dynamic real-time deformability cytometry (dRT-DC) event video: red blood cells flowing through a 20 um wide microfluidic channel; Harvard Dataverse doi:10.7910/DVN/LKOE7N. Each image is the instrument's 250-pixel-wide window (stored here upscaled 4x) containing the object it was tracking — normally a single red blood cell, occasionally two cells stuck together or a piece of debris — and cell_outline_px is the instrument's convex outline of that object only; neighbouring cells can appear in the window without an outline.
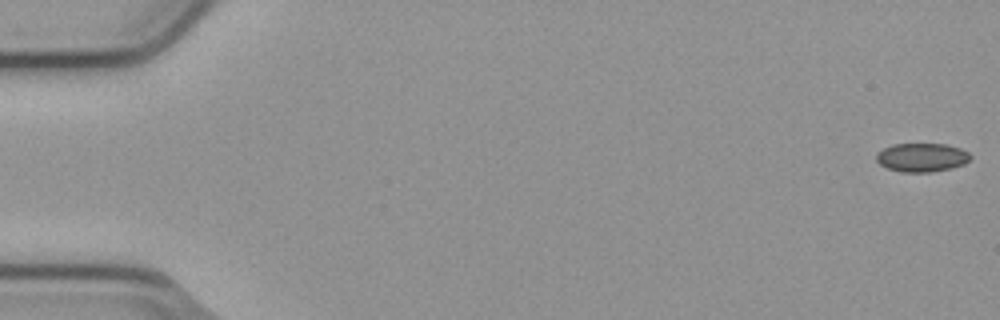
{"species": "common noctule bat (a hibernating species)", "species_latin": "Nyctalus noctula", "temperature_condition": "cold", "stored_images_in_passage": 10, "camera_frame_rate_fps": 3000, "um_per_image_px": 0.085, "animal": {"sex": "male", "body_mass_g": 23.1, "forearm_length_mm": 52.7}, "frame": {"image": 1, "passage_image": 1, "time_ms": 0.0, "image_size_px": [1000, 320], "cell_outline_px": [[972, 156], [964, 164], [952, 168], [932, 172], [900, 172], [888, 168], [880, 164], [876, 160], [876, 152], [892, 144], [944, 144], [960, 148], [968, 152]], "centroid_in_image_um": [78.34, 13.38], "position_along_channel_um": 6.7, "area_um2": 15.78}}
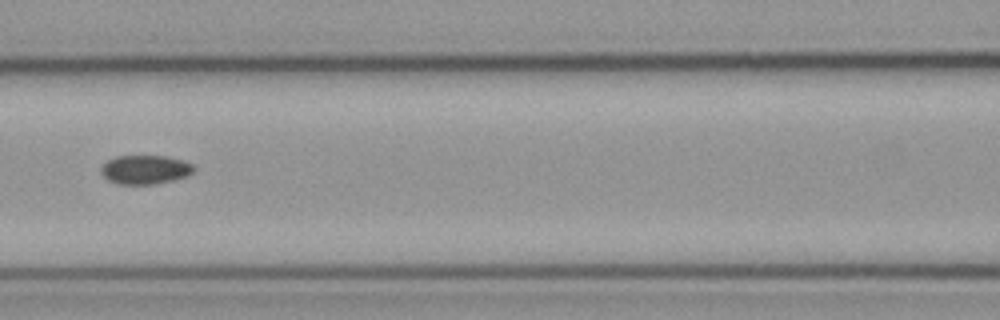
{"frame": {"image": 2, "passage_image": 7, "time_ms": 2.0, "image_size_px": [1000, 320], "cell_outline_px": [[196, 168], [188, 176], [172, 180], [152, 184], [116, 184], [108, 180], [100, 172], [100, 168], [108, 160], [116, 156], [164, 156], [180, 160], [192, 164]], "centroid_in_image_um": [12.32, 14.42], "position_along_channel_um": 154.3, "area_um2": 15.55}}
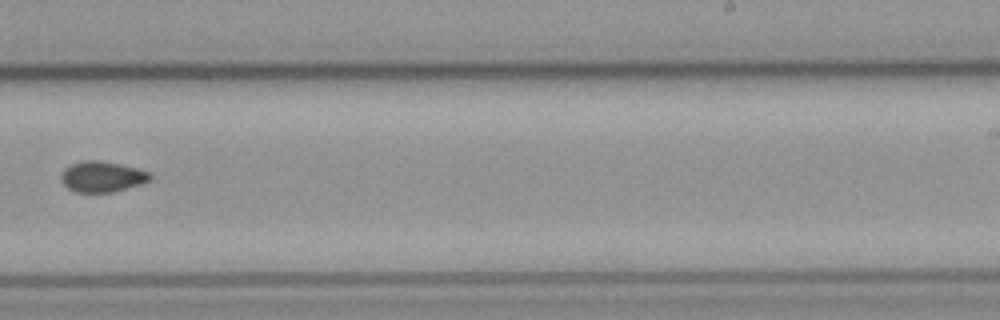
{"frame": {"image": 3, "passage_image": 10, "time_ms": 3.0, "image_size_px": [1000, 320], "cell_outline_px": [[152, 180], [140, 184], [112, 192], [76, 192], [68, 188], [60, 180], [60, 176], [64, 168], [72, 164], [84, 160], [100, 160], [120, 164], [152, 172]], "centroid_in_image_um": [8.69, 15.01], "position_along_channel_um": 280.3, "area_um2": 16.01}}